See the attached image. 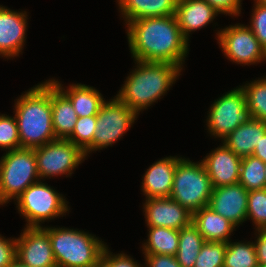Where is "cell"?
<instances>
[{
  "mask_svg": "<svg viewBox=\"0 0 266 267\" xmlns=\"http://www.w3.org/2000/svg\"><path fill=\"white\" fill-rule=\"evenodd\" d=\"M125 25L134 61L166 62L183 70L189 42L183 37L175 15L143 18Z\"/></svg>",
  "mask_w": 266,
  "mask_h": 267,
  "instance_id": "6da1fadb",
  "label": "cell"
},
{
  "mask_svg": "<svg viewBox=\"0 0 266 267\" xmlns=\"http://www.w3.org/2000/svg\"><path fill=\"white\" fill-rule=\"evenodd\" d=\"M135 64L116 97L139 115L167 94L182 71L166 62L135 60Z\"/></svg>",
  "mask_w": 266,
  "mask_h": 267,
  "instance_id": "7a4b0ae2",
  "label": "cell"
},
{
  "mask_svg": "<svg viewBox=\"0 0 266 267\" xmlns=\"http://www.w3.org/2000/svg\"><path fill=\"white\" fill-rule=\"evenodd\" d=\"M20 148L34 149L56 140L52 126L51 81L33 86L14 100Z\"/></svg>",
  "mask_w": 266,
  "mask_h": 267,
  "instance_id": "3957f363",
  "label": "cell"
},
{
  "mask_svg": "<svg viewBox=\"0 0 266 267\" xmlns=\"http://www.w3.org/2000/svg\"><path fill=\"white\" fill-rule=\"evenodd\" d=\"M42 228L49 234L57 267L93 266L107 246L100 238L84 230L49 226Z\"/></svg>",
  "mask_w": 266,
  "mask_h": 267,
  "instance_id": "277c9868",
  "label": "cell"
},
{
  "mask_svg": "<svg viewBox=\"0 0 266 267\" xmlns=\"http://www.w3.org/2000/svg\"><path fill=\"white\" fill-rule=\"evenodd\" d=\"M212 184L203 162H192L181 158L173 178L170 198L185 207L192 214L208 206Z\"/></svg>",
  "mask_w": 266,
  "mask_h": 267,
  "instance_id": "5b68a950",
  "label": "cell"
},
{
  "mask_svg": "<svg viewBox=\"0 0 266 267\" xmlns=\"http://www.w3.org/2000/svg\"><path fill=\"white\" fill-rule=\"evenodd\" d=\"M39 180L34 149L6 151L0 159V205L15 201Z\"/></svg>",
  "mask_w": 266,
  "mask_h": 267,
  "instance_id": "8992f818",
  "label": "cell"
},
{
  "mask_svg": "<svg viewBox=\"0 0 266 267\" xmlns=\"http://www.w3.org/2000/svg\"><path fill=\"white\" fill-rule=\"evenodd\" d=\"M15 201L20 216L27 221L26 227H43L45 221L63 217L70 210L66 198L41 180L30 185Z\"/></svg>",
  "mask_w": 266,
  "mask_h": 267,
  "instance_id": "52a82bcc",
  "label": "cell"
},
{
  "mask_svg": "<svg viewBox=\"0 0 266 267\" xmlns=\"http://www.w3.org/2000/svg\"><path fill=\"white\" fill-rule=\"evenodd\" d=\"M251 118L246 95L239 85L211 104L206 119L207 132L210 136L223 140L239 125L245 124Z\"/></svg>",
  "mask_w": 266,
  "mask_h": 267,
  "instance_id": "ba28073f",
  "label": "cell"
},
{
  "mask_svg": "<svg viewBox=\"0 0 266 267\" xmlns=\"http://www.w3.org/2000/svg\"><path fill=\"white\" fill-rule=\"evenodd\" d=\"M96 117L93 152L103 150L120 140L138 115L115 96L101 105Z\"/></svg>",
  "mask_w": 266,
  "mask_h": 267,
  "instance_id": "9c48e42d",
  "label": "cell"
},
{
  "mask_svg": "<svg viewBox=\"0 0 266 267\" xmlns=\"http://www.w3.org/2000/svg\"><path fill=\"white\" fill-rule=\"evenodd\" d=\"M34 151L40 180L63 174L69 177L86 159L85 153L67 139H56Z\"/></svg>",
  "mask_w": 266,
  "mask_h": 267,
  "instance_id": "30bf717a",
  "label": "cell"
},
{
  "mask_svg": "<svg viewBox=\"0 0 266 267\" xmlns=\"http://www.w3.org/2000/svg\"><path fill=\"white\" fill-rule=\"evenodd\" d=\"M216 39L231 62L245 66L266 60V50L247 25L238 23L221 28L216 33Z\"/></svg>",
  "mask_w": 266,
  "mask_h": 267,
  "instance_id": "8fae6325",
  "label": "cell"
},
{
  "mask_svg": "<svg viewBox=\"0 0 266 267\" xmlns=\"http://www.w3.org/2000/svg\"><path fill=\"white\" fill-rule=\"evenodd\" d=\"M16 259L28 267H57L49 234L42 227H24L16 238Z\"/></svg>",
  "mask_w": 266,
  "mask_h": 267,
  "instance_id": "7c38bea8",
  "label": "cell"
},
{
  "mask_svg": "<svg viewBox=\"0 0 266 267\" xmlns=\"http://www.w3.org/2000/svg\"><path fill=\"white\" fill-rule=\"evenodd\" d=\"M248 191L239 183L212 189L208 206L237 228L247 221Z\"/></svg>",
  "mask_w": 266,
  "mask_h": 267,
  "instance_id": "4fadbf2b",
  "label": "cell"
},
{
  "mask_svg": "<svg viewBox=\"0 0 266 267\" xmlns=\"http://www.w3.org/2000/svg\"><path fill=\"white\" fill-rule=\"evenodd\" d=\"M143 209L147 227L180 230L192 222V213L170 197L146 199Z\"/></svg>",
  "mask_w": 266,
  "mask_h": 267,
  "instance_id": "5bb4252c",
  "label": "cell"
},
{
  "mask_svg": "<svg viewBox=\"0 0 266 267\" xmlns=\"http://www.w3.org/2000/svg\"><path fill=\"white\" fill-rule=\"evenodd\" d=\"M28 15L0 5V56L7 59L19 56L26 40Z\"/></svg>",
  "mask_w": 266,
  "mask_h": 267,
  "instance_id": "9a60e30c",
  "label": "cell"
},
{
  "mask_svg": "<svg viewBox=\"0 0 266 267\" xmlns=\"http://www.w3.org/2000/svg\"><path fill=\"white\" fill-rule=\"evenodd\" d=\"M221 145L200 160L207 170L213 188L234 185L239 182L242 158L232 152L224 143Z\"/></svg>",
  "mask_w": 266,
  "mask_h": 267,
  "instance_id": "2e32d148",
  "label": "cell"
},
{
  "mask_svg": "<svg viewBox=\"0 0 266 267\" xmlns=\"http://www.w3.org/2000/svg\"><path fill=\"white\" fill-rule=\"evenodd\" d=\"M182 157L169 156L155 161L142 176L141 190L145 199L169 198L176 165Z\"/></svg>",
  "mask_w": 266,
  "mask_h": 267,
  "instance_id": "e0dca14e",
  "label": "cell"
},
{
  "mask_svg": "<svg viewBox=\"0 0 266 267\" xmlns=\"http://www.w3.org/2000/svg\"><path fill=\"white\" fill-rule=\"evenodd\" d=\"M218 14L205 0H177L175 16L181 33L188 42L191 32L206 27Z\"/></svg>",
  "mask_w": 266,
  "mask_h": 267,
  "instance_id": "ac0fdd59",
  "label": "cell"
},
{
  "mask_svg": "<svg viewBox=\"0 0 266 267\" xmlns=\"http://www.w3.org/2000/svg\"><path fill=\"white\" fill-rule=\"evenodd\" d=\"M49 80L70 100L78 117L96 116L106 101L99 90L89 85L75 83L65 89L60 81Z\"/></svg>",
  "mask_w": 266,
  "mask_h": 267,
  "instance_id": "d6986e66",
  "label": "cell"
},
{
  "mask_svg": "<svg viewBox=\"0 0 266 267\" xmlns=\"http://www.w3.org/2000/svg\"><path fill=\"white\" fill-rule=\"evenodd\" d=\"M266 134V122L251 118L245 124L239 125L221 142L237 156H251L254 148Z\"/></svg>",
  "mask_w": 266,
  "mask_h": 267,
  "instance_id": "ffe728a7",
  "label": "cell"
},
{
  "mask_svg": "<svg viewBox=\"0 0 266 267\" xmlns=\"http://www.w3.org/2000/svg\"><path fill=\"white\" fill-rule=\"evenodd\" d=\"M125 23L130 21L175 15L177 0H117Z\"/></svg>",
  "mask_w": 266,
  "mask_h": 267,
  "instance_id": "44dd1931",
  "label": "cell"
},
{
  "mask_svg": "<svg viewBox=\"0 0 266 267\" xmlns=\"http://www.w3.org/2000/svg\"><path fill=\"white\" fill-rule=\"evenodd\" d=\"M192 223L197 227L205 241L229 242L237 228L228 219L205 206L192 214ZM232 233V234H231Z\"/></svg>",
  "mask_w": 266,
  "mask_h": 267,
  "instance_id": "7402d4cb",
  "label": "cell"
},
{
  "mask_svg": "<svg viewBox=\"0 0 266 267\" xmlns=\"http://www.w3.org/2000/svg\"><path fill=\"white\" fill-rule=\"evenodd\" d=\"M52 126L57 139H67L78 116L70 100L51 82Z\"/></svg>",
  "mask_w": 266,
  "mask_h": 267,
  "instance_id": "603a6c76",
  "label": "cell"
},
{
  "mask_svg": "<svg viewBox=\"0 0 266 267\" xmlns=\"http://www.w3.org/2000/svg\"><path fill=\"white\" fill-rule=\"evenodd\" d=\"M148 239L142 243L143 254L175 256L179 248V230L167 227H147Z\"/></svg>",
  "mask_w": 266,
  "mask_h": 267,
  "instance_id": "cb8c5ba5",
  "label": "cell"
},
{
  "mask_svg": "<svg viewBox=\"0 0 266 267\" xmlns=\"http://www.w3.org/2000/svg\"><path fill=\"white\" fill-rule=\"evenodd\" d=\"M205 239L191 222L179 230V248L175 255L182 267H193Z\"/></svg>",
  "mask_w": 266,
  "mask_h": 267,
  "instance_id": "d4e9b609",
  "label": "cell"
},
{
  "mask_svg": "<svg viewBox=\"0 0 266 267\" xmlns=\"http://www.w3.org/2000/svg\"><path fill=\"white\" fill-rule=\"evenodd\" d=\"M227 242L223 267H259L253 241Z\"/></svg>",
  "mask_w": 266,
  "mask_h": 267,
  "instance_id": "484cf974",
  "label": "cell"
},
{
  "mask_svg": "<svg viewBox=\"0 0 266 267\" xmlns=\"http://www.w3.org/2000/svg\"><path fill=\"white\" fill-rule=\"evenodd\" d=\"M265 163L251 155L241 159L239 184L247 191L266 188Z\"/></svg>",
  "mask_w": 266,
  "mask_h": 267,
  "instance_id": "4316f807",
  "label": "cell"
},
{
  "mask_svg": "<svg viewBox=\"0 0 266 267\" xmlns=\"http://www.w3.org/2000/svg\"><path fill=\"white\" fill-rule=\"evenodd\" d=\"M252 118L266 122V76L242 85Z\"/></svg>",
  "mask_w": 266,
  "mask_h": 267,
  "instance_id": "83f0119b",
  "label": "cell"
},
{
  "mask_svg": "<svg viewBox=\"0 0 266 267\" xmlns=\"http://www.w3.org/2000/svg\"><path fill=\"white\" fill-rule=\"evenodd\" d=\"M96 122V116L78 117L72 134L67 138L78 146L86 157L93 151Z\"/></svg>",
  "mask_w": 266,
  "mask_h": 267,
  "instance_id": "f1b7e54d",
  "label": "cell"
},
{
  "mask_svg": "<svg viewBox=\"0 0 266 267\" xmlns=\"http://www.w3.org/2000/svg\"><path fill=\"white\" fill-rule=\"evenodd\" d=\"M256 230H266V188L248 191L247 220Z\"/></svg>",
  "mask_w": 266,
  "mask_h": 267,
  "instance_id": "f546056e",
  "label": "cell"
},
{
  "mask_svg": "<svg viewBox=\"0 0 266 267\" xmlns=\"http://www.w3.org/2000/svg\"><path fill=\"white\" fill-rule=\"evenodd\" d=\"M226 242L205 241L193 267H223Z\"/></svg>",
  "mask_w": 266,
  "mask_h": 267,
  "instance_id": "4dcf8cb0",
  "label": "cell"
},
{
  "mask_svg": "<svg viewBox=\"0 0 266 267\" xmlns=\"http://www.w3.org/2000/svg\"><path fill=\"white\" fill-rule=\"evenodd\" d=\"M0 148L11 151L20 148L18 126L15 116L0 114Z\"/></svg>",
  "mask_w": 266,
  "mask_h": 267,
  "instance_id": "1f68e13d",
  "label": "cell"
},
{
  "mask_svg": "<svg viewBox=\"0 0 266 267\" xmlns=\"http://www.w3.org/2000/svg\"><path fill=\"white\" fill-rule=\"evenodd\" d=\"M254 9L247 25L254 33L260 44L266 50V6L254 0Z\"/></svg>",
  "mask_w": 266,
  "mask_h": 267,
  "instance_id": "d6a6232c",
  "label": "cell"
},
{
  "mask_svg": "<svg viewBox=\"0 0 266 267\" xmlns=\"http://www.w3.org/2000/svg\"><path fill=\"white\" fill-rule=\"evenodd\" d=\"M16 259V238L0 235V267H8Z\"/></svg>",
  "mask_w": 266,
  "mask_h": 267,
  "instance_id": "836d02e7",
  "label": "cell"
},
{
  "mask_svg": "<svg viewBox=\"0 0 266 267\" xmlns=\"http://www.w3.org/2000/svg\"><path fill=\"white\" fill-rule=\"evenodd\" d=\"M102 257L111 265V267H143L130 256L125 253L113 254L108 249V245L105 247Z\"/></svg>",
  "mask_w": 266,
  "mask_h": 267,
  "instance_id": "e575fe53",
  "label": "cell"
},
{
  "mask_svg": "<svg viewBox=\"0 0 266 267\" xmlns=\"http://www.w3.org/2000/svg\"><path fill=\"white\" fill-rule=\"evenodd\" d=\"M219 14L239 16L241 14L242 0H205Z\"/></svg>",
  "mask_w": 266,
  "mask_h": 267,
  "instance_id": "d590c367",
  "label": "cell"
},
{
  "mask_svg": "<svg viewBox=\"0 0 266 267\" xmlns=\"http://www.w3.org/2000/svg\"><path fill=\"white\" fill-rule=\"evenodd\" d=\"M146 266L144 267H182L175 256L163 254H144Z\"/></svg>",
  "mask_w": 266,
  "mask_h": 267,
  "instance_id": "8d00e7d4",
  "label": "cell"
},
{
  "mask_svg": "<svg viewBox=\"0 0 266 267\" xmlns=\"http://www.w3.org/2000/svg\"><path fill=\"white\" fill-rule=\"evenodd\" d=\"M256 239L253 242L258 264H266V230H255Z\"/></svg>",
  "mask_w": 266,
  "mask_h": 267,
  "instance_id": "74e56055",
  "label": "cell"
},
{
  "mask_svg": "<svg viewBox=\"0 0 266 267\" xmlns=\"http://www.w3.org/2000/svg\"><path fill=\"white\" fill-rule=\"evenodd\" d=\"M252 155L266 163V134L261 137V140L254 148Z\"/></svg>",
  "mask_w": 266,
  "mask_h": 267,
  "instance_id": "f35d334b",
  "label": "cell"
},
{
  "mask_svg": "<svg viewBox=\"0 0 266 267\" xmlns=\"http://www.w3.org/2000/svg\"><path fill=\"white\" fill-rule=\"evenodd\" d=\"M93 267H111V265L103 258L101 257L94 265Z\"/></svg>",
  "mask_w": 266,
  "mask_h": 267,
  "instance_id": "ab89813d",
  "label": "cell"
},
{
  "mask_svg": "<svg viewBox=\"0 0 266 267\" xmlns=\"http://www.w3.org/2000/svg\"><path fill=\"white\" fill-rule=\"evenodd\" d=\"M8 267H28L22 264L18 259H15Z\"/></svg>",
  "mask_w": 266,
  "mask_h": 267,
  "instance_id": "60d3db41",
  "label": "cell"
},
{
  "mask_svg": "<svg viewBox=\"0 0 266 267\" xmlns=\"http://www.w3.org/2000/svg\"><path fill=\"white\" fill-rule=\"evenodd\" d=\"M259 3H261L262 5L266 6V0H257Z\"/></svg>",
  "mask_w": 266,
  "mask_h": 267,
  "instance_id": "b9f144b4",
  "label": "cell"
},
{
  "mask_svg": "<svg viewBox=\"0 0 266 267\" xmlns=\"http://www.w3.org/2000/svg\"><path fill=\"white\" fill-rule=\"evenodd\" d=\"M264 174H265V179H266V163H265V168H264Z\"/></svg>",
  "mask_w": 266,
  "mask_h": 267,
  "instance_id": "7bdbcfd3",
  "label": "cell"
},
{
  "mask_svg": "<svg viewBox=\"0 0 266 267\" xmlns=\"http://www.w3.org/2000/svg\"><path fill=\"white\" fill-rule=\"evenodd\" d=\"M259 267H266V264H259Z\"/></svg>",
  "mask_w": 266,
  "mask_h": 267,
  "instance_id": "ee69618b",
  "label": "cell"
}]
</instances>
